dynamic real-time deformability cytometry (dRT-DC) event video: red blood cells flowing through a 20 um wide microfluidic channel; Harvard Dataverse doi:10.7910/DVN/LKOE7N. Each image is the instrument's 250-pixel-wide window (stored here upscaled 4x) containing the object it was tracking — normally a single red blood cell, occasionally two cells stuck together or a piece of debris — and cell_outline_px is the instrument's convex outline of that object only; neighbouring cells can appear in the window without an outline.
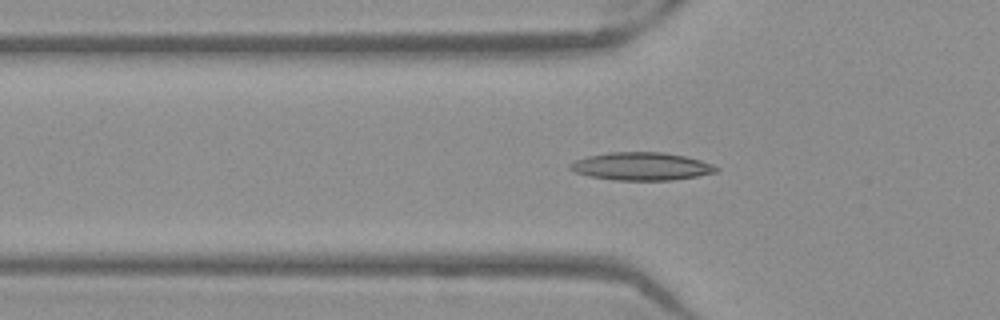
{"species": "Egyptian fruit bat (a non-hibernating species)", "species_latin": "Rousettus aegyptiacus", "temperature_condition": "warm", "stored_images_in_passage": 52, "camera_frame_rate_fps": 3000, "um_per_image_px": 0.085, "frame": {"image": 1, "passage_image": 18, "time_ms": 5.667, "image_size_px": [1000, 320], "cell_outline_px": [[720, 168], [716, 172], [696, 176], [672, 180], [616, 180], [588, 176], [576, 172], [568, 168], [568, 164], [576, 160], [588, 156], [608, 152], [664, 152], [684, 156], [700, 160], [712, 164]], "centroid_in_image_um": [54.5, 14.13], "position_along_channel_um": 71.3, "area_um2": 23.7}}
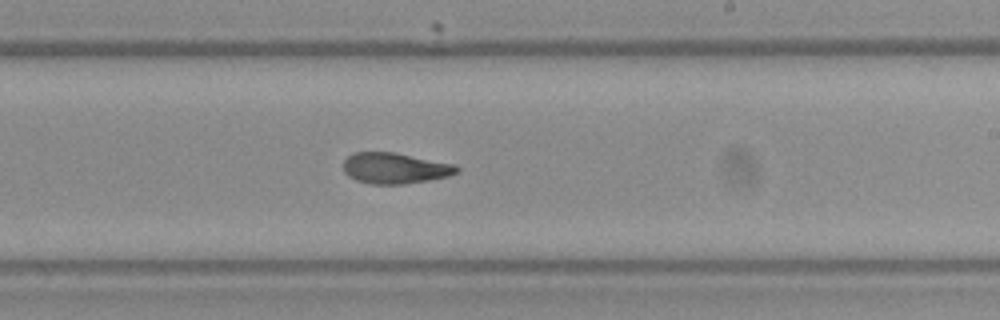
{"frame": {"image": 2, "passage_image": 32, "time_ms": 10.333, "image_size_px": [1000, 320], "cell_outline_px": [[460, 172], [448, 176], [428, 180], [404, 184], [372, 184], [356, 180], [348, 176], [344, 172], [344, 160], [352, 152], [396, 152], [456, 164], [460, 168]], "centroid_in_image_um": [33.6, 14.28], "position_along_channel_um": 255.4, "area_um2": 20.63}}
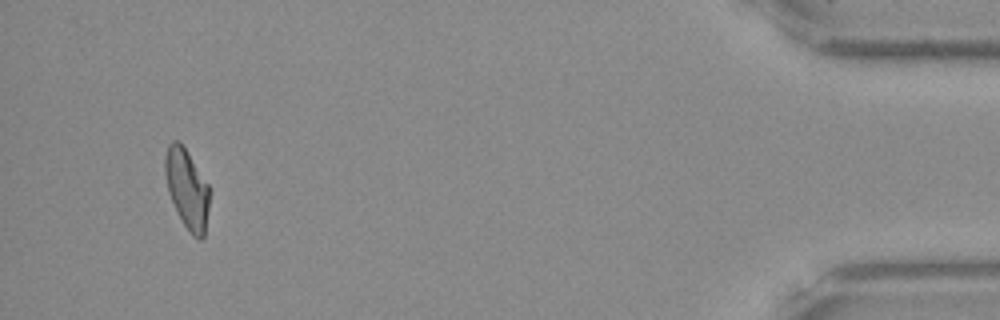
{"frame": {"image": 3, "passage_image": 50, "time_ms": 16.333, "image_size_px": [1000, 320], "cell_outline_px": [[208, 208], [204, 236], [200, 240], [192, 236], [184, 224], [168, 192], [164, 172], [164, 156], [168, 144], [172, 140], [180, 140], [208, 184]], "centroid_in_image_um": [15.86, 15.99], "position_along_channel_um": 419.3, "area_um2": 20.35}, "authors_computed_cell_mechanics": {"area_um2": 21.0392, "velocity_mm_per_s": 3.9279, "shape_relaxation_time_tau1_ms": null, "shape_relaxation_time_tau2_ms": 3.1615, "deformation_change_tau1": null, "deformation_change_tau2": 0.0947}}